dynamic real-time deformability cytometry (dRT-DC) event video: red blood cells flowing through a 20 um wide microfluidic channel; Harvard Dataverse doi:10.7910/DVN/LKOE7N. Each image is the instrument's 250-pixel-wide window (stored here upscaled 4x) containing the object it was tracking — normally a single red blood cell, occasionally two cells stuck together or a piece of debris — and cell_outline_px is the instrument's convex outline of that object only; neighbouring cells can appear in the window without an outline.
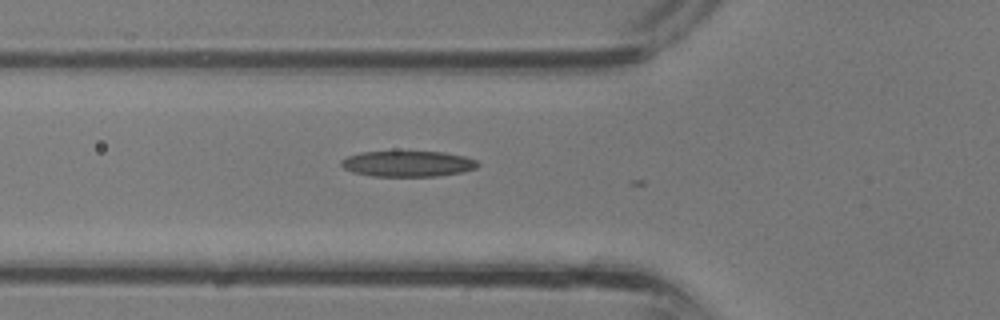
{"species": "common noctule bat (a hibernating species)", "species_latin": "Nyctalus noctula", "temperature_condition": "room temperature", "stored_images_in_passage": 5, "camera_frame_rate_fps": 3000, "um_per_image_px": 0.085, "animal": {"sex": "male", "body_mass_g": 13.3}, "frame": {"image": 1, "passage_image": 2, "time_ms": 0.333, "image_size_px": [1000, 320], "cell_outline_px": [[480, 164], [476, 168], [464, 172], [436, 176], [372, 176], [352, 172], [344, 168], [340, 164], [340, 160], [348, 156], [360, 152], [444, 152], [464, 156], [476, 160]], "centroid_in_image_um": [34.66, 13.92], "position_along_channel_um": 91.1, "area_um2": 20.52}}
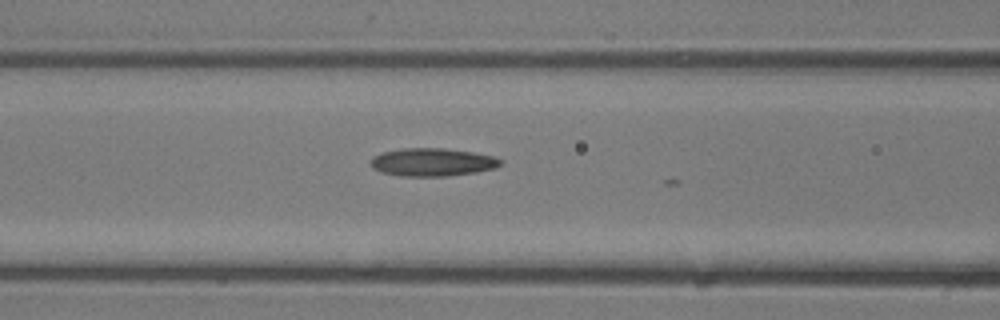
{"frame": {"image": 2, "passage_image": 4, "time_ms": 1.0, "image_size_px": [1000, 320], "cell_outline_px": [[500, 164], [496, 168], [476, 172], [448, 176], [400, 176], [380, 172], [372, 168], [368, 164], [372, 156], [380, 152], [400, 148], [444, 148], [472, 152], [492, 156], [500, 160]], "centroid_in_image_um": [36.65, 13.78], "position_along_channel_um": 129.9, "area_um2": 21.39}}